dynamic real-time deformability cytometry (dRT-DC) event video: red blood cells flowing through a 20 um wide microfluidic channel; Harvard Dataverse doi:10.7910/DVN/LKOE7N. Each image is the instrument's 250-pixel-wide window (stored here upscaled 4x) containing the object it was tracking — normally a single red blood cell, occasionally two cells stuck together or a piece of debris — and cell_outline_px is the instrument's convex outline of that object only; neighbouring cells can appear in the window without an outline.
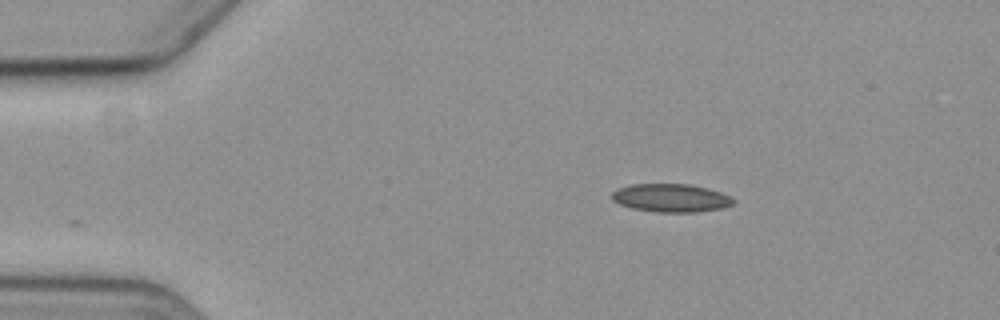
{"species": "common noctule bat (a hibernating species)", "species_latin": "Nyctalus noctula", "temperature_condition": "cold", "stored_images_in_passage": 2, "camera_frame_rate_fps": 3000, "um_per_image_px": 0.085, "animal": {"sex": "female", "body_mass_g": 19.3, "forearm_length_mm": 54.1}, "frame": {"image": 1, "passage_image": 1, "time_ms": 0.0, "image_size_px": [1000, 320], "cell_outline_px": [[736, 200], [732, 204], [720, 208], [696, 212], [656, 212], [632, 208], [620, 204], [612, 200], [612, 192], [620, 188], [632, 184], [688, 184], [708, 188], [720, 192]], "centroid_in_image_um": [57.02, 16.82], "position_along_channel_um": 28.0, "area_um2": 19.77}}